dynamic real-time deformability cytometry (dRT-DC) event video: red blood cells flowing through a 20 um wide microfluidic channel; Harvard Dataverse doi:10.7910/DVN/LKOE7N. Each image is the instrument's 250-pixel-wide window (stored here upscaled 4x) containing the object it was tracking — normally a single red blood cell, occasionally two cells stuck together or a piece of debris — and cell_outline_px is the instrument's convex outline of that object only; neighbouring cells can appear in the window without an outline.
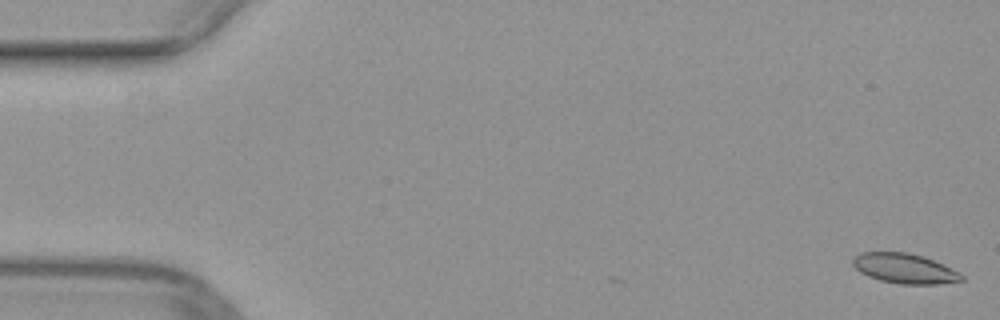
{"species": "common noctule bat (a hibernating species)", "species_latin": "Nyctalus noctula", "temperature_condition": "warm", "stored_images_in_passage": 3, "camera_frame_rate_fps": 3000, "um_per_image_px": 0.085, "animal": {"sex": "female", "body_mass_g": 29.2, "forearm_length_mm": 56.3}, "frame": {"image": 1, "passage_image": 1, "time_ms": 0.0, "image_size_px": [1000, 320], "cell_outline_px": [[964, 280], [940, 284], [900, 284], [880, 280], [868, 276], [860, 272], [852, 264], [852, 256], [860, 252], [908, 252], [924, 256], [960, 272], [964, 276]], "centroid_in_image_um": [76.88, 22.81], "position_along_channel_um": 8.1, "area_um2": 19.13}}